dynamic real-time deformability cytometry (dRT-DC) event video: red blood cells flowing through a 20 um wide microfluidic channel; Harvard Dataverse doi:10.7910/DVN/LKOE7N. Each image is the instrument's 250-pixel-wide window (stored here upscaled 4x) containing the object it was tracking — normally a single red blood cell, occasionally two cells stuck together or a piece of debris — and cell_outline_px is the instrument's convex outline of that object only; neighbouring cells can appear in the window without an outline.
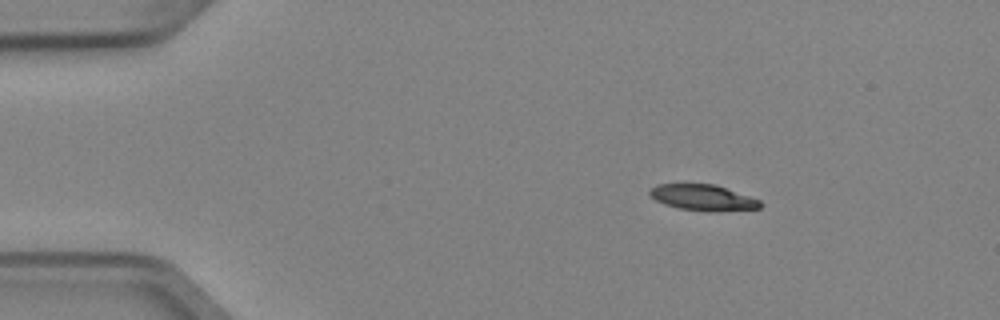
{"species": "Egyptian fruit bat (a non-hibernating species)", "species_latin": "Rousettus aegyptiacus", "temperature_condition": "cold", "stored_images_in_passage": 3, "camera_frame_rate_fps": 3000, "um_per_image_px": 0.085, "animal": {"sex": "female"}, "frame": {"image": 1, "passage_image": 1, "time_ms": 0.0, "image_size_px": [1000, 320], "cell_outline_px": [[764, 204], [760, 208], [716, 212], [708, 212], [680, 208], [664, 204], [656, 200], [648, 192], [656, 184], [716, 184], [760, 200]], "centroid_in_image_um": [59.79, 16.8], "position_along_channel_um": 25.2, "area_um2": 16.76}}